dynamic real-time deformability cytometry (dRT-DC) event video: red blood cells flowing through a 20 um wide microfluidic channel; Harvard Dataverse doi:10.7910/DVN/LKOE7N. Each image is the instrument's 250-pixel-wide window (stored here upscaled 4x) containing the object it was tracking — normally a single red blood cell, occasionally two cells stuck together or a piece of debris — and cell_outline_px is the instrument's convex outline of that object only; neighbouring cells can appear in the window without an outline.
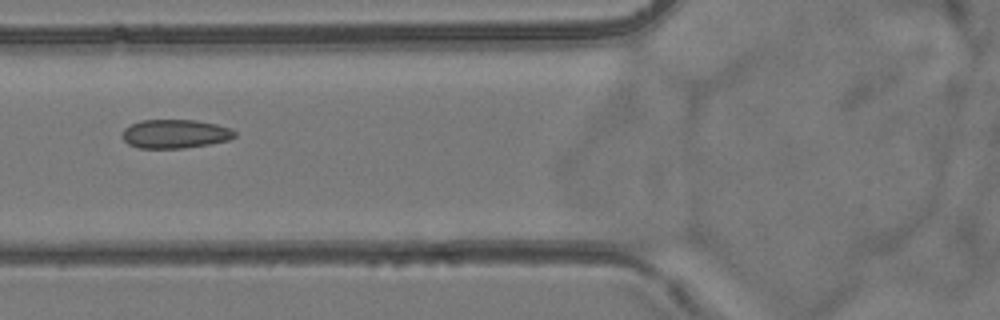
{"species": "common noctule bat (a hibernating species)", "species_latin": "Nyctalus noctula", "temperature_condition": "room temperature", "stored_images_in_passage": 5, "camera_frame_rate_fps": 3000, "um_per_image_px": 0.085, "animal": {"sex": "female", "body_mass_g": 24.6, "forearm_length_mm": 56.2}, "frame": {"image": 1, "passage_image": 2, "time_ms": 1.333, "image_size_px": [1000, 320], "cell_outline_px": [[236, 136], [228, 140], [208, 144], [184, 148], [136, 148], [128, 144], [120, 136], [120, 132], [124, 128], [140, 120], [196, 120], [216, 124], [232, 128], [236, 132]], "centroid_in_image_um": [14.85, 11.38], "position_along_channel_um": 111.0, "area_um2": 19.07}}
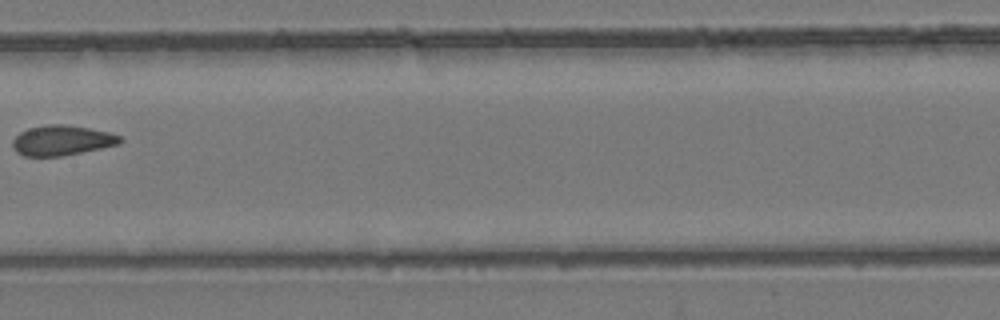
{"frame": {"image": 2, "passage_image": 4, "time_ms": 3.667, "image_size_px": [1000, 320], "cell_outline_px": [[124, 140], [120, 144], [60, 156], [24, 156], [16, 152], [12, 148], [12, 140], [20, 132], [28, 128], [48, 124], [64, 124], [88, 128], [108, 132], [120, 136]], "centroid_in_image_um": [5.23, 11.93], "position_along_channel_um": 202.2, "area_um2": 18.79}}
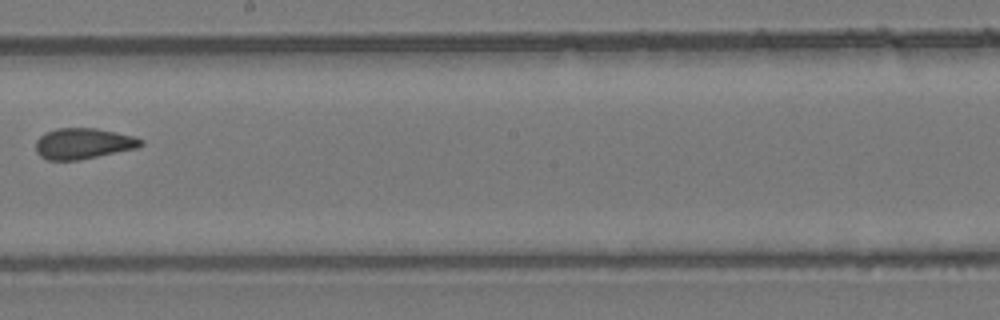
{"frame": {"image": 3, "passage_image": 5, "time_ms": 4.667, "image_size_px": [1000, 320], "cell_outline_px": [[144, 144], [136, 148], [80, 160], [48, 160], [40, 156], [36, 152], [36, 140], [40, 136], [56, 128], [96, 128], [136, 136], [144, 140]], "centroid_in_image_um": [7.1, 12.2], "position_along_channel_um": 241.1, "area_um2": 18.96}}